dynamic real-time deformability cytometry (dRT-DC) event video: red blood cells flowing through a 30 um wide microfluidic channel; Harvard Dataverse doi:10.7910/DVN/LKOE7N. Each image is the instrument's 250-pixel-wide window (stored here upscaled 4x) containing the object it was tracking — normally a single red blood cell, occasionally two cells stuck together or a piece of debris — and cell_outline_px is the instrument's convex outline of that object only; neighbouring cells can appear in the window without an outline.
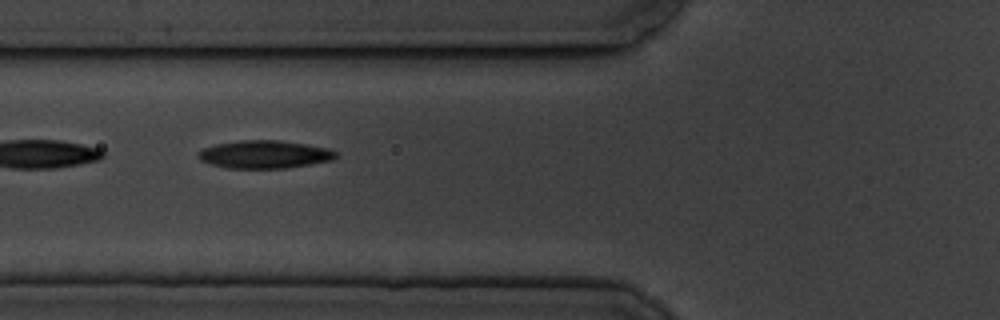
{"species": "common noctule bat (a hibernating species)", "species_latin": "Nyctalus noctula", "temperature_condition": "cold", "stored_images_in_passage": 6, "camera_frame_rate_fps": 3000, "um_per_image_px": 0.085, "animal": {"sex": "male", "body_mass_g": 19.5, "forearm_length_mm": 54.6}, "frame": {"image": 1, "passage_image": 3, "time_ms": 2.333, "image_size_px": [1000, 320], "cell_outline_px": [[336, 156], [332, 160], [288, 168], [228, 168], [212, 164], [200, 160], [196, 156], [196, 152], [204, 148], [216, 144], [244, 140], [280, 140], [328, 148], [336, 152]], "centroid_in_image_um": [22.46, 13.12], "position_along_channel_um": 103.3, "area_um2": 22.25}}
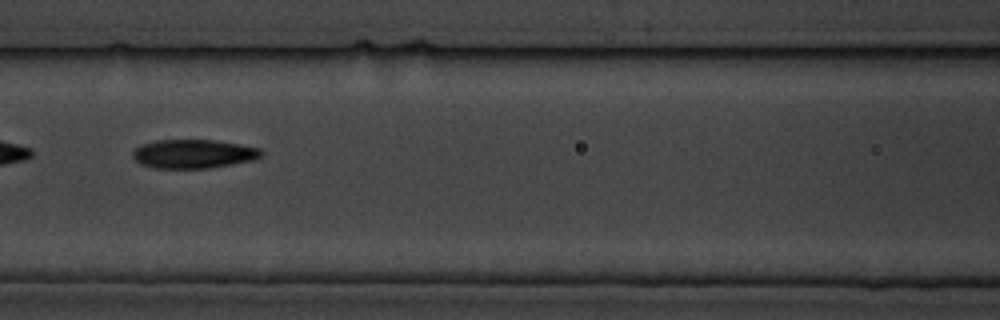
{"frame": {"image": 2, "passage_image": 4, "time_ms": 3.667, "image_size_px": [1000, 320], "cell_outline_px": [[264, 152], [260, 156], [252, 160], [232, 164], [208, 168], [152, 168], [140, 164], [132, 156], [132, 152], [140, 144], [156, 140], [212, 140], [240, 144], [260, 148]], "centroid_in_image_um": [16.41, 13.07], "position_along_channel_um": 150.2, "area_um2": 21.62}}
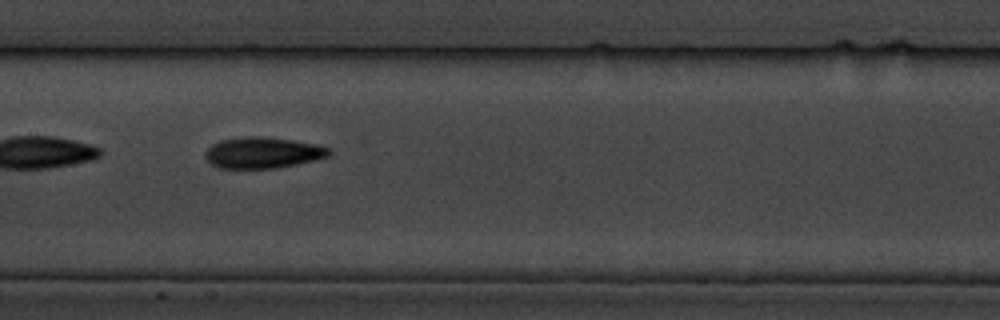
{"frame": {"image": 3, "passage_image": 5, "time_ms": 4.667, "image_size_px": [1000, 320], "cell_outline_px": [[332, 152], [328, 156], [316, 160], [276, 168], [216, 168], [204, 156], [204, 152], [212, 144], [220, 140], [244, 136], [264, 136], [292, 140], [316, 144], [332, 148]], "centroid_in_image_um": [22.34, 12.97], "position_along_channel_um": 185.1, "area_um2": 22.66}}